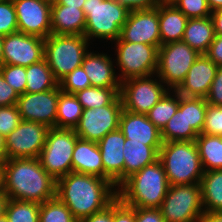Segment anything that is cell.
<instances>
[{"instance_id":"obj_1","label":"cell","mask_w":222,"mask_h":222,"mask_svg":"<svg viewBox=\"0 0 222 222\" xmlns=\"http://www.w3.org/2000/svg\"><path fill=\"white\" fill-rule=\"evenodd\" d=\"M114 186L98 176L70 172L56 181V197L79 221L112 204L118 198Z\"/></svg>"},{"instance_id":"obj_2","label":"cell","mask_w":222,"mask_h":222,"mask_svg":"<svg viewBox=\"0 0 222 222\" xmlns=\"http://www.w3.org/2000/svg\"><path fill=\"white\" fill-rule=\"evenodd\" d=\"M3 190L9 199L43 203L56 197V180L38 158H12L3 163Z\"/></svg>"},{"instance_id":"obj_3","label":"cell","mask_w":222,"mask_h":222,"mask_svg":"<svg viewBox=\"0 0 222 222\" xmlns=\"http://www.w3.org/2000/svg\"><path fill=\"white\" fill-rule=\"evenodd\" d=\"M119 187L118 198L124 204L137 208H160L169 183L165 169L157 160L131 175Z\"/></svg>"},{"instance_id":"obj_4","label":"cell","mask_w":222,"mask_h":222,"mask_svg":"<svg viewBox=\"0 0 222 222\" xmlns=\"http://www.w3.org/2000/svg\"><path fill=\"white\" fill-rule=\"evenodd\" d=\"M158 160L165 169L169 185L197 184L204 174L195 141L163 142Z\"/></svg>"},{"instance_id":"obj_5","label":"cell","mask_w":222,"mask_h":222,"mask_svg":"<svg viewBox=\"0 0 222 222\" xmlns=\"http://www.w3.org/2000/svg\"><path fill=\"white\" fill-rule=\"evenodd\" d=\"M86 18L84 36L115 41L127 21L129 10L116 0H85L82 7Z\"/></svg>"},{"instance_id":"obj_6","label":"cell","mask_w":222,"mask_h":222,"mask_svg":"<svg viewBox=\"0 0 222 222\" xmlns=\"http://www.w3.org/2000/svg\"><path fill=\"white\" fill-rule=\"evenodd\" d=\"M88 39L84 35L50 34L44 41V58L54 78L59 82L68 73L81 66L88 52Z\"/></svg>"},{"instance_id":"obj_7","label":"cell","mask_w":222,"mask_h":222,"mask_svg":"<svg viewBox=\"0 0 222 222\" xmlns=\"http://www.w3.org/2000/svg\"><path fill=\"white\" fill-rule=\"evenodd\" d=\"M78 138L74 129L49 128L38 159L54 180L73 172L72 156Z\"/></svg>"},{"instance_id":"obj_8","label":"cell","mask_w":222,"mask_h":222,"mask_svg":"<svg viewBox=\"0 0 222 222\" xmlns=\"http://www.w3.org/2000/svg\"><path fill=\"white\" fill-rule=\"evenodd\" d=\"M159 209L165 222H199L204 213L200 183L169 185Z\"/></svg>"},{"instance_id":"obj_9","label":"cell","mask_w":222,"mask_h":222,"mask_svg":"<svg viewBox=\"0 0 222 222\" xmlns=\"http://www.w3.org/2000/svg\"><path fill=\"white\" fill-rule=\"evenodd\" d=\"M199 56L200 53L183 41L163 44L158 49L155 74L164 84L166 83L168 89L176 90Z\"/></svg>"},{"instance_id":"obj_10","label":"cell","mask_w":222,"mask_h":222,"mask_svg":"<svg viewBox=\"0 0 222 222\" xmlns=\"http://www.w3.org/2000/svg\"><path fill=\"white\" fill-rule=\"evenodd\" d=\"M117 65L120 67L121 82L138 77L155 75L157 70L158 48L144 43L115 40Z\"/></svg>"},{"instance_id":"obj_11","label":"cell","mask_w":222,"mask_h":222,"mask_svg":"<svg viewBox=\"0 0 222 222\" xmlns=\"http://www.w3.org/2000/svg\"><path fill=\"white\" fill-rule=\"evenodd\" d=\"M150 77L130 78L121 82L119 95L124 110L135 114H147L170 90L160 79L157 81L156 78L153 80Z\"/></svg>"},{"instance_id":"obj_12","label":"cell","mask_w":222,"mask_h":222,"mask_svg":"<svg viewBox=\"0 0 222 222\" xmlns=\"http://www.w3.org/2000/svg\"><path fill=\"white\" fill-rule=\"evenodd\" d=\"M122 111L120 95L110 105L83 109L74 131L79 138L98 142L109 132L119 129Z\"/></svg>"},{"instance_id":"obj_13","label":"cell","mask_w":222,"mask_h":222,"mask_svg":"<svg viewBox=\"0 0 222 222\" xmlns=\"http://www.w3.org/2000/svg\"><path fill=\"white\" fill-rule=\"evenodd\" d=\"M48 130L49 127L45 124L22 120L5 137L7 159L39 158Z\"/></svg>"},{"instance_id":"obj_14","label":"cell","mask_w":222,"mask_h":222,"mask_svg":"<svg viewBox=\"0 0 222 222\" xmlns=\"http://www.w3.org/2000/svg\"><path fill=\"white\" fill-rule=\"evenodd\" d=\"M123 41L161 46L159 28V4L152 9L133 10L121 28Z\"/></svg>"},{"instance_id":"obj_15","label":"cell","mask_w":222,"mask_h":222,"mask_svg":"<svg viewBox=\"0 0 222 222\" xmlns=\"http://www.w3.org/2000/svg\"><path fill=\"white\" fill-rule=\"evenodd\" d=\"M59 85L41 93L19 95L16 106L22 120L38 122L49 128L56 127Z\"/></svg>"},{"instance_id":"obj_16","label":"cell","mask_w":222,"mask_h":222,"mask_svg":"<svg viewBox=\"0 0 222 222\" xmlns=\"http://www.w3.org/2000/svg\"><path fill=\"white\" fill-rule=\"evenodd\" d=\"M44 41L19 31L3 36V64L28 67L41 61L44 59Z\"/></svg>"},{"instance_id":"obj_17","label":"cell","mask_w":222,"mask_h":222,"mask_svg":"<svg viewBox=\"0 0 222 222\" xmlns=\"http://www.w3.org/2000/svg\"><path fill=\"white\" fill-rule=\"evenodd\" d=\"M18 31L46 39L51 33V4L42 0H13Z\"/></svg>"},{"instance_id":"obj_18","label":"cell","mask_w":222,"mask_h":222,"mask_svg":"<svg viewBox=\"0 0 222 222\" xmlns=\"http://www.w3.org/2000/svg\"><path fill=\"white\" fill-rule=\"evenodd\" d=\"M125 136L120 129L109 132L97 142L101 152L104 179L111 181L115 187L124 182V153Z\"/></svg>"},{"instance_id":"obj_19","label":"cell","mask_w":222,"mask_h":222,"mask_svg":"<svg viewBox=\"0 0 222 222\" xmlns=\"http://www.w3.org/2000/svg\"><path fill=\"white\" fill-rule=\"evenodd\" d=\"M217 69L213 61L205 54H200L175 91L183 97L206 98Z\"/></svg>"},{"instance_id":"obj_20","label":"cell","mask_w":222,"mask_h":222,"mask_svg":"<svg viewBox=\"0 0 222 222\" xmlns=\"http://www.w3.org/2000/svg\"><path fill=\"white\" fill-rule=\"evenodd\" d=\"M119 129L130 142L145 145H162L161 130H159L146 114H135L123 109L120 116Z\"/></svg>"},{"instance_id":"obj_21","label":"cell","mask_w":222,"mask_h":222,"mask_svg":"<svg viewBox=\"0 0 222 222\" xmlns=\"http://www.w3.org/2000/svg\"><path fill=\"white\" fill-rule=\"evenodd\" d=\"M107 54L87 52L81 66L90 79L91 86L120 88L121 81L114 71L113 63Z\"/></svg>"},{"instance_id":"obj_22","label":"cell","mask_w":222,"mask_h":222,"mask_svg":"<svg viewBox=\"0 0 222 222\" xmlns=\"http://www.w3.org/2000/svg\"><path fill=\"white\" fill-rule=\"evenodd\" d=\"M73 172L104 179L102 156L97 142L78 138L72 156Z\"/></svg>"},{"instance_id":"obj_23","label":"cell","mask_w":222,"mask_h":222,"mask_svg":"<svg viewBox=\"0 0 222 222\" xmlns=\"http://www.w3.org/2000/svg\"><path fill=\"white\" fill-rule=\"evenodd\" d=\"M50 18L52 34L84 35L86 18L82 9L52 5Z\"/></svg>"},{"instance_id":"obj_24","label":"cell","mask_w":222,"mask_h":222,"mask_svg":"<svg viewBox=\"0 0 222 222\" xmlns=\"http://www.w3.org/2000/svg\"><path fill=\"white\" fill-rule=\"evenodd\" d=\"M162 145H145L143 143L125 140L123 148L124 181L145 166L155 163L159 159V150Z\"/></svg>"},{"instance_id":"obj_25","label":"cell","mask_w":222,"mask_h":222,"mask_svg":"<svg viewBox=\"0 0 222 222\" xmlns=\"http://www.w3.org/2000/svg\"><path fill=\"white\" fill-rule=\"evenodd\" d=\"M188 18L173 4H159L161 45L182 41Z\"/></svg>"},{"instance_id":"obj_26","label":"cell","mask_w":222,"mask_h":222,"mask_svg":"<svg viewBox=\"0 0 222 222\" xmlns=\"http://www.w3.org/2000/svg\"><path fill=\"white\" fill-rule=\"evenodd\" d=\"M215 38V29L211 17L189 18L182 41L200 54H206Z\"/></svg>"},{"instance_id":"obj_27","label":"cell","mask_w":222,"mask_h":222,"mask_svg":"<svg viewBox=\"0 0 222 222\" xmlns=\"http://www.w3.org/2000/svg\"><path fill=\"white\" fill-rule=\"evenodd\" d=\"M197 136L193 128L187 125L186 97L179 95L178 110L161 130L162 141H195Z\"/></svg>"},{"instance_id":"obj_28","label":"cell","mask_w":222,"mask_h":222,"mask_svg":"<svg viewBox=\"0 0 222 222\" xmlns=\"http://www.w3.org/2000/svg\"><path fill=\"white\" fill-rule=\"evenodd\" d=\"M200 187L204 212H222V169L204 172Z\"/></svg>"},{"instance_id":"obj_29","label":"cell","mask_w":222,"mask_h":222,"mask_svg":"<svg viewBox=\"0 0 222 222\" xmlns=\"http://www.w3.org/2000/svg\"><path fill=\"white\" fill-rule=\"evenodd\" d=\"M195 142L204 172L222 169V136L201 133Z\"/></svg>"},{"instance_id":"obj_30","label":"cell","mask_w":222,"mask_h":222,"mask_svg":"<svg viewBox=\"0 0 222 222\" xmlns=\"http://www.w3.org/2000/svg\"><path fill=\"white\" fill-rule=\"evenodd\" d=\"M26 88L28 93H41L58 86L46 59L26 67Z\"/></svg>"},{"instance_id":"obj_31","label":"cell","mask_w":222,"mask_h":222,"mask_svg":"<svg viewBox=\"0 0 222 222\" xmlns=\"http://www.w3.org/2000/svg\"><path fill=\"white\" fill-rule=\"evenodd\" d=\"M83 107L74 94L65 93L59 87L56 128L75 129L78 125Z\"/></svg>"},{"instance_id":"obj_32","label":"cell","mask_w":222,"mask_h":222,"mask_svg":"<svg viewBox=\"0 0 222 222\" xmlns=\"http://www.w3.org/2000/svg\"><path fill=\"white\" fill-rule=\"evenodd\" d=\"M120 88L91 86L76 92L74 95L83 109H92L110 105L118 96Z\"/></svg>"},{"instance_id":"obj_33","label":"cell","mask_w":222,"mask_h":222,"mask_svg":"<svg viewBox=\"0 0 222 222\" xmlns=\"http://www.w3.org/2000/svg\"><path fill=\"white\" fill-rule=\"evenodd\" d=\"M173 91L175 94L171 96V90H168L146 114L159 130L164 128L179 108V94L175 90Z\"/></svg>"},{"instance_id":"obj_34","label":"cell","mask_w":222,"mask_h":222,"mask_svg":"<svg viewBox=\"0 0 222 222\" xmlns=\"http://www.w3.org/2000/svg\"><path fill=\"white\" fill-rule=\"evenodd\" d=\"M40 203L8 199L5 215L8 222H39Z\"/></svg>"},{"instance_id":"obj_35","label":"cell","mask_w":222,"mask_h":222,"mask_svg":"<svg viewBox=\"0 0 222 222\" xmlns=\"http://www.w3.org/2000/svg\"><path fill=\"white\" fill-rule=\"evenodd\" d=\"M39 222H78L57 197L40 203Z\"/></svg>"},{"instance_id":"obj_36","label":"cell","mask_w":222,"mask_h":222,"mask_svg":"<svg viewBox=\"0 0 222 222\" xmlns=\"http://www.w3.org/2000/svg\"><path fill=\"white\" fill-rule=\"evenodd\" d=\"M208 103L205 98L186 97V119L197 134H201Z\"/></svg>"},{"instance_id":"obj_37","label":"cell","mask_w":222,"mask_h":222,"mask_svg":"<svg viewBox=\"0 0 222 222\" xmlns=\"http://www.w3.org/2000/svg\"><path fill=\"white\" fill-rule=\"evenodd\" d=\"M58 85L61 91L75 94L80 90L91 87V82L83 67L79 66L64 76L58 82Z\"/></svg>"},{"instance_id":"obj_38","label":"cell","mask_w":222,"mask_h":222,"mask_svg":"<svg viewBox=\"0 0 222 222\" xmlns=\"http://www.w3.org/2000/svg\"><path fill=\"white\" fill-rule=\"evenodd\" d=\"M0 73L6 82L18 93H25L26 88V67L18 65L2 64Z\"/></svg>"},{"instance_id":"obj_39","label":"cell","mask_w":222,"mask_h":222,"mask_svg":"<svg viewBox=\"0 0 222 222\" xmlns=\"http://www.w3.org/2000/svg\"><path fill=\"white\" fill-rule=\"evenodd\" d=\"M17 31L18 24L13 0H0V35L6 36Z\"/></svg>"},{"instance_id":"obj_40","label":"cell","mask_w":222,"mask_h":222,"mask_svg":"<svg viewBox=\"0 0 222 222\" xmlns=\"http://www.w3.org/2000/svg\"><path fill=\"white\" fill-rule=\"evenodd\" d=\"M173 5L189 18H204L211 16L207 0H176Z\"/></svg>"},{"instance_id":"obj_41","label":"cell","mask_w":222,"mask_h":222,"mask_svg":"<svg viewBox=\"0 0 222 222\" xmlns=\"http://www.w3.org/2000/svg\"><path fill=\"white\" fill-rule=\"evenodd\" d=\"M202 134L222 136V105L208 104Z\"/></svg>"},{"instance_id":"obj_42","label":"cell","mask_w":222,"mask_h":222,"mask_svg":"<svg viewBox=\"0 0 222 222\" xmlns=\"http://www.w3.org/2000/svg\"><path fill=\"white\" fill-rule=\"evenodd\" d=\"M22 121L18 108L15 105L0 107V134L6 137Z\"/></svg>"},{"instance_id":"obj_43","label":"cell","mask_w":222,"mask_h":222,"mask_svg":"<svg viewBox=\"0 0 222 222\" xmlns=\"http://www.w3.org/2000/svg\"><path fill=\"white\" fill-rule=\"evenodd\" d=\"M113 222H135V209L117 198L113 202Z\"/></svg>"},{"instance_id":"obj_44","label":"cell","mask_w":222,"mask_h":222,"mask_svg":"<svg viewBox=\"0 0 222 222\" xmlns=\"http://www.w3.org/2000/svg\"><path fill=\"white\" fill-rule=\"evenodd\" d=\"M205 99L210 105H222V67H218L210 91Z\"/></svg>"},{"instance_id":"obj_45","label":"cell","mask_w":222,"mask_h":222,"mask_svg":"<svg viewBox=\"0 0 222 222\" xmlns=\"http://www.w3.org/2000/svg\"><path fill=\"white\" fill-rule=\"evenodd\" d=\"M18 98V93L6 82L0 73V107L15 105Z\"/></svg>"},{"instance_id":"obj_46","label":"cell","mask_w":222,"mask_h":222,"mask_svg":"<svg viewBox=\"0 0 222 222\" xmlns=\"http://www.w3.org/2000/svg\"><path fill=\"white\" fill-rule=\"evenodd\" d=\"M135 209V222H165L159 208H137Z\"/></svg>"},{"instance_id":"obj_47","label":"cell","mask_w":222,"mask_h":222,"mask_svg":"<svg viewBox=\"0 0 222 222\" xmlns=\"http://www.w3.org/2000/svg\"><path fill=\"white\" fill-rule=\"evenodd\" d=\"M205 55L218 67H222V35H215Z\"/></svg>"},{"instance_id":"obj_48","label":"cell","mask_w":222,"mask_h":222,"mask_svg":"<svg viewBox=\"0 0 222 222\" xmlns=\"http://www.w3.org/2000/svg\"><path fill=\"white\" fill-rule=\"evenodd\" d=\"M116 1H118L124 7H126L129 11L152 9L159 4L158 0H116Z\"/></svg>"},{"instance_id":"obj_49","label":"cell","mask_w":222,"mask_h":222,"mask_svg":"<svg viewBox=\"0 0 222 222\" xmlns=\"http://www.w3.org/2000/svg\"><path fill=\"white\" fill-rule=\"evenodd\" d=\"M78 222H113V203L104 210L83 218Z\"/></svg>"},{"instance_id":"obj_50","label":"cell","mask_w":222,"mask_h":222,"mask_svg":"<svg viewBox=\"0 0 222 222\" xmlns=\"http://www.w3.org/2000/svg\"><path fill=\"white\" fill-rule=\"evenodd\" d=\"M210 17L215 29V35H222V9L212 11Z\"/></svg>"},{"instance_id":"obj_51","label":"cell","mask_w":222,"mask_h":222,"mask_svg":"<svg viewBox=\"0 0 222 222\" xmlns=\"http://www.w3.org/2000/svg\"><path fill=\"white\" fill-rule=\"evenodd\" d=\"M199 222H222V212H204Z\"/></svg>"},{"instance_id":"obj_52","label":"cell","mask_w":222,"mask_h":222,"mask_svg":"<svg viewBox=\"0 0 222 222\" xmlns=\"http://www.w3.org/2000/svg\"><path fill=\"white\" fill-rule=\"evenodd\" d=\"M85 0H57L55 4L52 5H66L73 8L82 9Z\"/></svg>"},{"instance_id":"obj_53","label":"cell","mask_w":222,"mask_h":222,"mask_svg":"<svg viewBox=\"0 0 222 222\" xmlns=\"http://www.w3.org/2000/svg\"><path fill=\"white\" fill-rule=\"evenodd\" d=\"M7 160L5 137L0 134V163Z\"/></svg>"},{"instance_id":"obj_54","label":"cell","mask_w":222,"mask_h":222,"mask_svg":"<svg viewBox=\"0 0 222 222\" xmlns=\"http://www.w3.org/2000/svg\"><path fill=\"white\" fill-rule=\"evenodd\" d=\"M8 199V196L4 193L0 194V217L5 214Z\"/></svg>"},{"instance_id":"obj_55","label":"cell","mask_w":222,"mask_h":222,"mask_svg":"<svg viewBox=\"0 0 222 222\" xmlns=\"http://www.w3.org/2000/svg\"><path fill=\"white\" fill-rule=\"evenodd\" d=\"M211 11L222 9V0H207Z\"/></svg>"},{"instance_id":"obj_56","label":"cell","mask_w":222,"mask_h":222,"mask_svg":"<svg viewBox=\"0 0 222 222\" xmlns=\"http://www.w3.org/2000/svg\"><path fill=\"white\" fill-rule=\"evenodd\" d=\"M4 193L3 190V163H0V194Z\"/></svg>"},{"instance_id":"obj_57","label":"cell","mask_w":222,"mask_h":222,"mask_svg":"<svg viewBox=\"0 0 222 222\" xmlns=\"http://www.w3.org/2000/svg\"><path fill=\"white\" fill-rule=\"evenodd\" d=\"M3 36L0 35V66L3 64Z\"/></svg>"},{"instance_id":"obj_58","label":"cell","mask_w":222,"mask_h":222,"mask_svg":"<svg viewBox=\"0 0 222 222\" xmlns=\"http://www.w3.org/2000/svg\"><path fill=\"white\" fill-rule=\"evenodd\" d=\"M176 0H158L159 4H173Z\"/></svg>"},{"instance_id":"obj_59","label":"cell","mask_w":222,"mask_h":222,"mask_svg":"<svg viewBox=\"0 0 222 222\" xmlns=\"http://www.w3.org/2000/svg\"><path fill=\"white\" fill-rule=\"evenodd\" d=\"M0 222H8V219L5 214L0 217Z\"/></svg>"},{"instance_id":"obj_60","label":"cell","mask_w":222,"mask_h":222,"mask_svg":"<svg viewBox=\"0 0 222 222\" xmlns=\"http://www.w3.org/2000/svg\"><path fill=\"white\" fill-rule=\"evenodd\" d=\"M42 1H44V2H46V3H49V4H55L56 2H57V0H42Z\"/></svg>"}]
</instances>
